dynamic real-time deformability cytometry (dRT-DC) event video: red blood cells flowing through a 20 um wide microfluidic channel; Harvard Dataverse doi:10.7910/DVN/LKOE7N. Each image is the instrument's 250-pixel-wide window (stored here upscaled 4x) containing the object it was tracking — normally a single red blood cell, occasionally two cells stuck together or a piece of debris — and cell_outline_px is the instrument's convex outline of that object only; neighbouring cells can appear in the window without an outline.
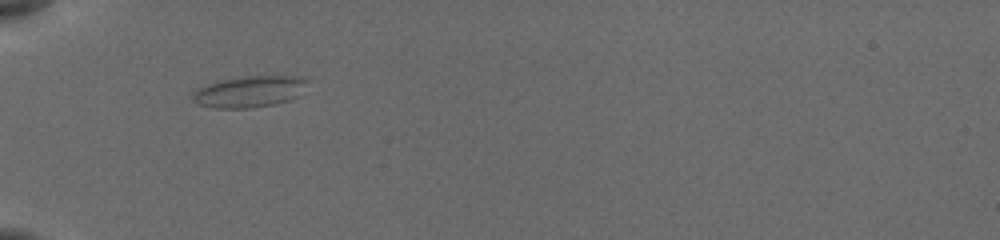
{"species": "common noctule bat (a hibernating species)", "species_latin": "Nyctalus noctula", "temperature_condition": "cold", "stored_images_in_passage": 18, "camera_frame_rate_fps": 3000, "um_per_image_px": 0.085, "animal": {"sex": "female", "body_mass_g": 19.5, "forearm_length_mm": 54.1}, "frame": {"image": 1, "passage_image": 1, "time_ms": 0.0, "image_size_px": [1000, 240], "cell_outline_px": [[308, 80], [300, 96], [276, 104], [248, 108], [212, 108], [196, 104], [192, 100], [192, 92], [216, 80], [248, 76], [300, 76]], "centroid_in_image_um": [21.19, 7.79], "position_along_channel_um": 63.8, "area_um2": 21.15}}
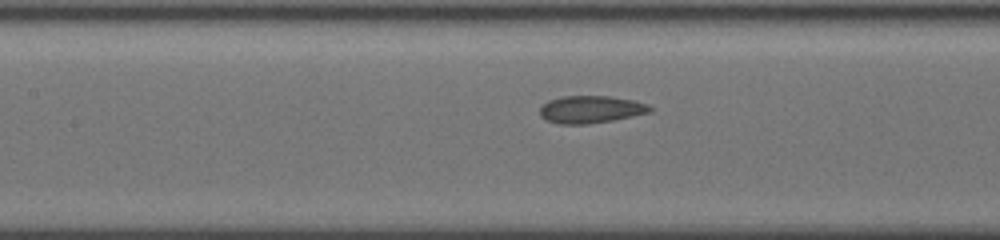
{"frame": {"image": 2, "passage_image": 11, "time_ms": 2.667, "image_size_px": [1000, 240], "cell_outline_px": [[652, 112], [612, 120], [588, 124], [560, 124], [548, 120], [540, 116], [540, 108], [548, 100], [564, 96], [612, 96], [632, 100], [648, 104], [652, 108]], "centroid_in_image_um": [50.23, 9.29], "position_along_channel_um": 157.2, "area_um2": 17.51}}
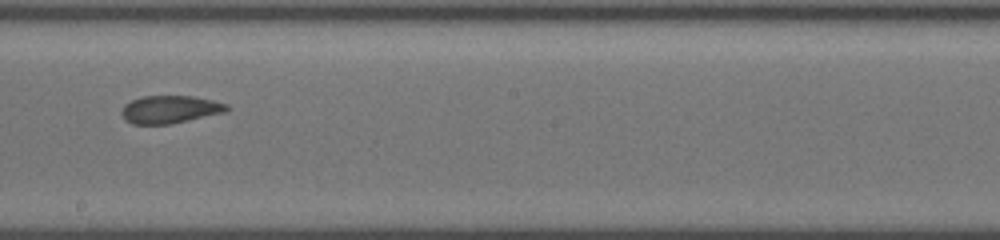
{"frame": {"image": 3, "passage_image": 15, "time_ms": 4.667, "image_size_px": [1000, 240], "cell_outline_px": [[232, 108], [224, 112], [172, 124], [132, 124], [124, 120], [120, 112], [124, 104], [140, 96], [192, 96], [212, 100], [228, 104]], "centroid_in_image_um": [14.43, 9.3], "position_along_channel_um": 233.8, "area_um2": 17.17}}